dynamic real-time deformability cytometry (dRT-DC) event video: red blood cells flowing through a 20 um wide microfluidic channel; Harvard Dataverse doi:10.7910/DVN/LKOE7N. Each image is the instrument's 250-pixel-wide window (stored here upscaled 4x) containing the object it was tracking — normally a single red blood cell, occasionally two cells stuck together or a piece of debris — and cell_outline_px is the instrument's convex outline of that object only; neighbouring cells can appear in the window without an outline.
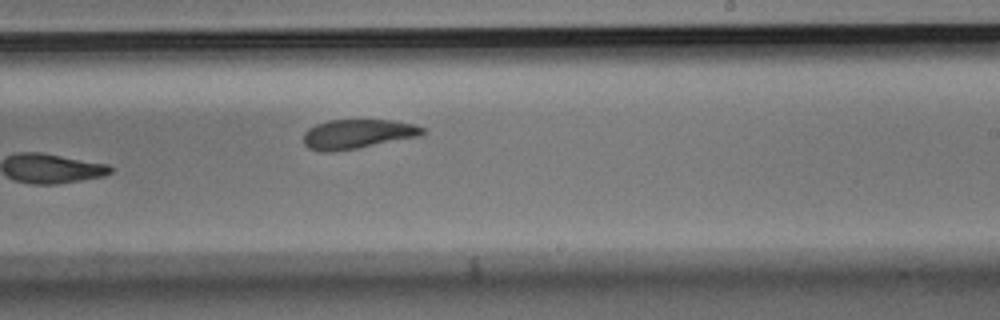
{"species": "Egyptian fruit bat (a non-hibernating species)", "species_latin": "Rousettus aegyptiacus", "temperature_condition": "room temperature", "stored_images_in_passage": 8, "camera_frame_rate_fps": 3000, "um_per_image_px": 0.085, "animal": {"sex": "male"}, "frame": {"image": 1, "passage_image": 8, "time_ms": 2.333, "image_size_px": [1000, 320], "cell_outline_px": [[424, 132], [420, 136], [356, 148], [332, 152], [324, 152], [308, 148], [304, 144], [304, 132], [308, 128], [316, 124], [328, 120], [392, 120], [416, 124], [424, 128]], "centroid_in_image_um": [30.37, 11.38], "position_along_channel_um": 258.6, "area_um2": 20.35}}